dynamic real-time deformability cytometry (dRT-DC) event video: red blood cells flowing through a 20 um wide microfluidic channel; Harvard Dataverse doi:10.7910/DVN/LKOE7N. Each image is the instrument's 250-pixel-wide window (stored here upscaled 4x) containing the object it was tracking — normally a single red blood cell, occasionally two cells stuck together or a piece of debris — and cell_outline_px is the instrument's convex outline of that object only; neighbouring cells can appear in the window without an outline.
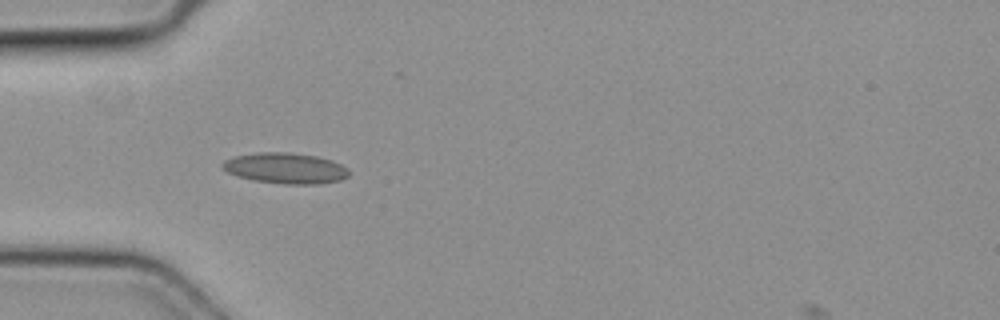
{"species": "common noctule bat (a hibernating species)", "species_latin": "Nyctalus noctula", "temperature_condition": "cold", "stored_images_in_passage": 2, "camera_frame_rate_fps": 3000, "um_per_image_px": 0.085, "animal": {"sex": "female", "body_mass_g": 19.3, "forearm_length_mm": 54.1}, "frame": {"image": 1, "passage_image": 1, "time_ms": 0.0, "image_size_px": [1000, 320], "cell_outline_px": [[348, 176], [340, 180], [320, 184], [284, 184], [252, 180], [236, 176], [228, 172], [220, 164], [224, 160], [236, 156], [260, 152], [288, 152], [316, 156], [332, 160], [348, 168]], "centroid_in_image_um": [24.26, 14.3], "position_along_channel_um": 60.7, "area_um2": 22.66}}
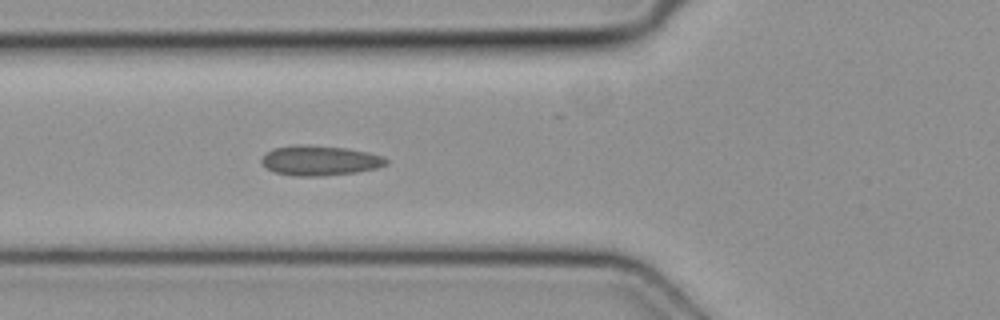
{"frame": {"image": 2, "passage_image": 2, "time_ms": 0.333, "image_size_px": [1000, 320], "cell_outline_px": [[388, 164], [376, 168], [356, 172], [324, 176], [292, 176], [276, 172], [268, 168], [260, 160], [272, 148], [296, 144], [300, 144], [344, 148], [368, 152], [380, 156], [388, 160]], "centroid_in_image_um": [27.18, 13.65], "position_along_channel_um": 98.6, "area_um2": 21.56}}